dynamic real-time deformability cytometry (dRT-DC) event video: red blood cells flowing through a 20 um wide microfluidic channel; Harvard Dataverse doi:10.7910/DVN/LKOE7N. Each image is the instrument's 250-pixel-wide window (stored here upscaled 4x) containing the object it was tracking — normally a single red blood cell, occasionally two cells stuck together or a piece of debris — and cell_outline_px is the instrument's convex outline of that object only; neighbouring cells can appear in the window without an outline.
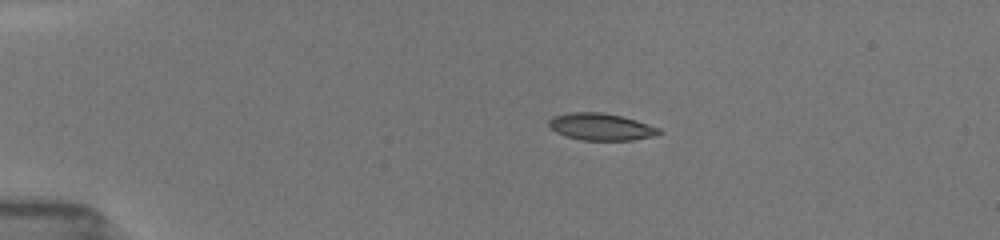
{"species": "common noctule bat (a hibernating species)", "species_latin": "Nyctalus noctula", "temperature_condition": "room temperature", "stored_images_in_passage": 20, "camera_frame_rate_fps": 3000, "um_per_image_px": 0.085, "animal": {"sex": "female", "body_mass_g": 19.5, "forearm_length_mm": 54.1}, "frame": {"image": 1, "passage_image": 1, "time_ms": 0.0, "image_size_px": [1000, 240], "cell_outline_px": [[664, 132], [652, 136], [632, 140], [580, 140], [556, 132], [548, 128], [548, 120], [552, 116], [568, 112], [600, 112], [620, 116], [636, 120], [660, 128]], "centroid_in_image_um": [51.05, 10.77], "position_along_channel_um": 34.0, "area_um2": 17.4}}
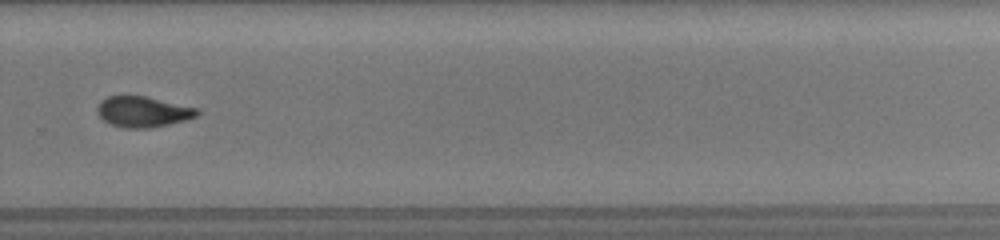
{"frame": {"image": 2, "passage_image": 13, "time_ms": 8.667, "image_size_px": [1000, 240], "cell_outline_px": [[200, 112], [196, 116], [184, 120], [168, 124], [148, 128], [124, 128], [112, 124], [104, 120], [96, 112], [96, 108], [100, 100], [108, 96], [144, 96], [200, 108]], "centroid_in_image_um": [12.14, 9.49], "position_along_channel_um": 317.7, "area_um2": 17.8}}
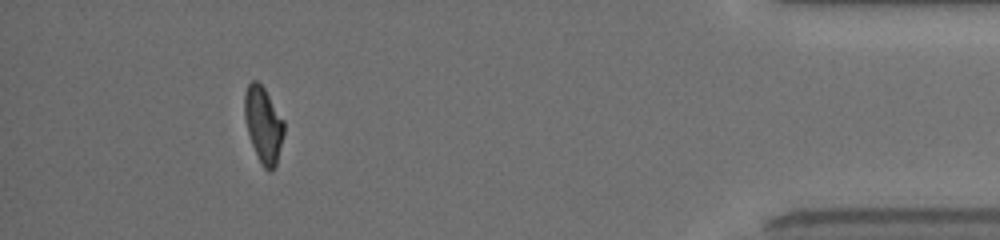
{"frame": {"image": 3, "passage_image": 18, "time_ms": 12.333, "image_size_px": [1000, 240], "cell_outline_px": [[284, 132], [276, 168], [272, 172], [268, 172], [264, 168], [252, 144], [248, 132], [244, 116], [244, 92], [248, 84], [252, 80], [256, 80], [264, 88], [284, 120]], "centroid_in_image_um": [22.39, 10.6], "position_along_channel_um": 412.8, "area_um2": 17.46}, "authors_computed_cell_mechanics": {"area_um2": 17.629, "velocity_mm_per_s": 3.9756, "shape_relaxation_time_tau1_ms": 3.844, "shape_relaxation_time_tau2_ms": 2.9479, "deformation_change_tau1": 0.1432, "deformation_change_tau2": 0.0841}}